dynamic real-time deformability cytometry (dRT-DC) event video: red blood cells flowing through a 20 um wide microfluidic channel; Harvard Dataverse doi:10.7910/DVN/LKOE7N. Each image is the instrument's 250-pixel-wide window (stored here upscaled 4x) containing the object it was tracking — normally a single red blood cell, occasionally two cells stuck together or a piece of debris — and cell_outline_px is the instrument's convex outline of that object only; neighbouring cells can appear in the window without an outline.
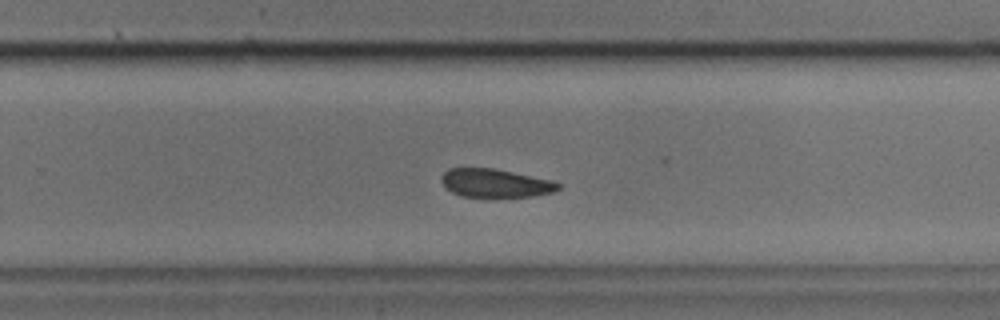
{"species": "common noctule bat (a hibernating species)", "species_latin": "Nyctalus noctula", "temperature_condition": "cold", "stored_images_in_passage": 30, "camera_frame_rate_fps": 3000, "um_per_image_px": 0.085, "animal": {"sex": "male", "body_mass_g": 17.9, "forearm_length_mm": 54.2}, "frame": {"image": 1, "passage_image": 18, "time_ms": 5.667, "image_size_px": [1000, 320], "cell_outline_px": [[560, 188], [552, 192], [532, 196], [464, 196], [452, 192], [440, 180], [440, 176], [448, 168], [492, 168], [552, 180], [560, 184]], "centroid_in_image_um": [42.08, 15.55], "position_along_channel_um": 287.7, "area_um2": 18.96}}